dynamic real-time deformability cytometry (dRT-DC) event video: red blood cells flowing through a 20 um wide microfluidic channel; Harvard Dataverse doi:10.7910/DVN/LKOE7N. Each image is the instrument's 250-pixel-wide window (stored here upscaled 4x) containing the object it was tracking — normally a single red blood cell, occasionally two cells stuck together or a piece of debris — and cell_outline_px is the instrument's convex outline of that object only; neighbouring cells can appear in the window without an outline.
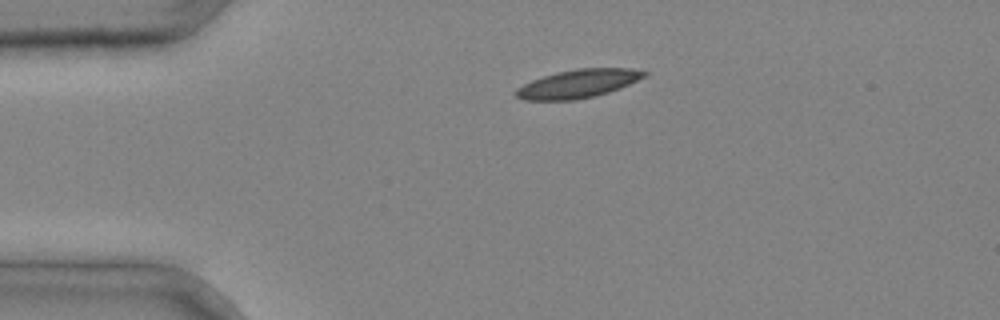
{"species": "common noctule bat (a hibernating species)", "species_latin": "Nyctalus noctula", "temperature_condition": "cold", "stored_images_in_passage": 2, "camera_frame_rate_fps": 3000, "um_per_image_px": 0.085, "animal": {"sex": "male", "body_mass_g": 20.4}, "frame": {"image": 1, "passage_image": 1, "time_ms": 0.0, "image_size_px": [1000, 320], "cell_outline_px": [[648, 72], [644, 76], [620, 88], [608, 92], [576, 100], [524, 100], [516, 96], [512, 92], [516, 88], [532, 80], [556, 72], [576, 68], [632, 68]], "centroid_in_image_um": [49.09, 7.11], "position_along_channel_um": 35.9, "area_um2": 21.1}}